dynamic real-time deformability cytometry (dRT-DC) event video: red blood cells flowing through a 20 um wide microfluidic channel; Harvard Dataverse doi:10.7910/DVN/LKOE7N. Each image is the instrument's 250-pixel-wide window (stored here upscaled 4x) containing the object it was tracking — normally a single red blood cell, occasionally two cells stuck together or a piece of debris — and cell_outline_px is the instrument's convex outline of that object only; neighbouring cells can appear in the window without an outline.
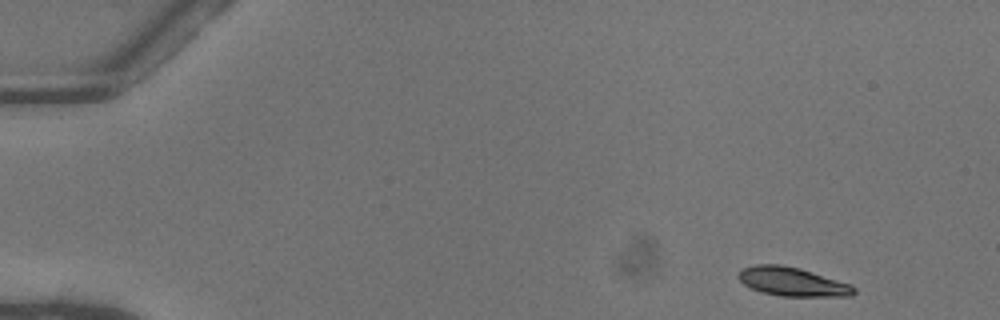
{"species": "common noctule bat (a hibernating species)", "species_latin": "Nyctalus noctula", "temperature_condition": "warm", "stored_images_in_passage": 47, "camera_frame_rate_fps": 3000, "um_per_image_px": 0.085, "animal": {"sex": "female"}, "frame": {"image": 1, "passage_image": 1, "time_ms": 0.0, "image_size_px": [1000, 320], "cell_outline_px": [[856, 292], [852, 296], [780, 296], [764, 292], [752, 288], [744, 284], [736, 276], [744, 268], [756, 264], [780, 264], [800, 268], [852, 284], [856, 288]], "centroid_in_image_um": [67.4, 23.94], "position_along_channel_um": 17.6, "area_um2": 19.36}}
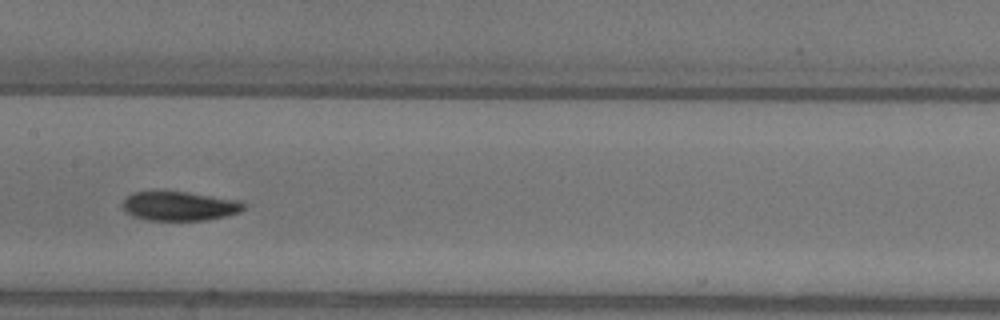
{"frame": {"image": 2, "passage_image": 23, "time_ms": 7.333, "image_size_px": [1000, 320], "cell_outline_px": [[244, 208], [240, 212], [224, 216], [200, 220], [148, 220], [136, 216], [128, 212], [124, 208], [124, 200], [132, 192], [156, 188], [184, 192], [236, 200], [244, 204]], "centroid_in_image_um": [15.18, 17.47], "position_along_channel_um": 192.2, "area_um2": 20.58}}
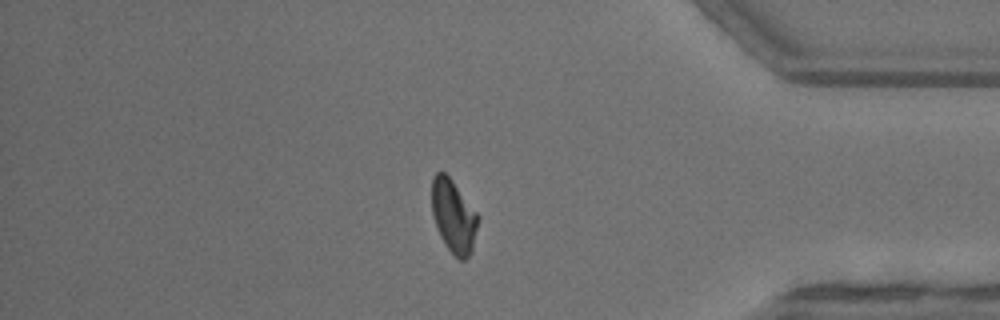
{"frame": {"image": 3, "passage_image": 40, "time_ms": 13.0, "image_size_px": [1000, 320], "cell_outline_px": [[480, 220], [472, 248], [468, 256], [464, 260], [460, 260], [444, 244], [440, 236], [432, 212], [432, 176], [436, 172], [444, 172], [452, 180], [480, 216]], "centroid_in_image_um": [38.57, 18.36], "position_along_channel_um": 396.6, "area_um2": 19.59}, "authors_computed_cell_mechanics": {"area_um2": 19.8832, "velocity_mm_per_s": 4.0784, "shape_relaxation_time_tau1_ms": 3.2911, "shape_relaxation_time_tau2_ms": 3.7948, "deformation_change_tau1": 0.1306, "deformation_change_tau2": 0.0874}}